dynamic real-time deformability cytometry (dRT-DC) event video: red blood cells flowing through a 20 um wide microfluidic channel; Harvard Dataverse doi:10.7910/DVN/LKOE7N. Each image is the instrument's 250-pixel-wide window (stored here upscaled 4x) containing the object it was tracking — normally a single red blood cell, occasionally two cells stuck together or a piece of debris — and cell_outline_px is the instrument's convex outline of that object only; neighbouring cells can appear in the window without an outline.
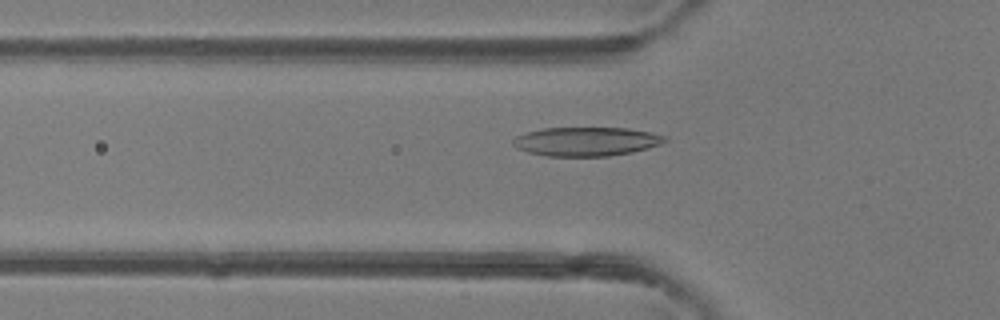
{"species": "common noctule bat (a hibernating species)", "species_latin": "Nyctalus noctula", "temperature_condition": "room temperature", "stored_images_in_passage": 37, "camera_frame_rate_fps": 3000, "um_per_image_px": 0.085, "animal": {"sex": "female"}, "frame": {"image": 1, "passage_image": 6, "time_ms": 1.667, "image_size_px": [1000, 320], "cell_outline_px": [[668, 140], [660, 144], [648, 148], [632, 152], [608, 156], [548, 156], [528, 152], [516, 148], [512, 144], [512, 140], [516, 136], [528, 132], [544, 128], [628, 128], [652, 132], [668, 136]], "centroid_in_image_um": [49.86, 12.02], "position_along_channel_um": 75.9, "area_um2": 25.66}}
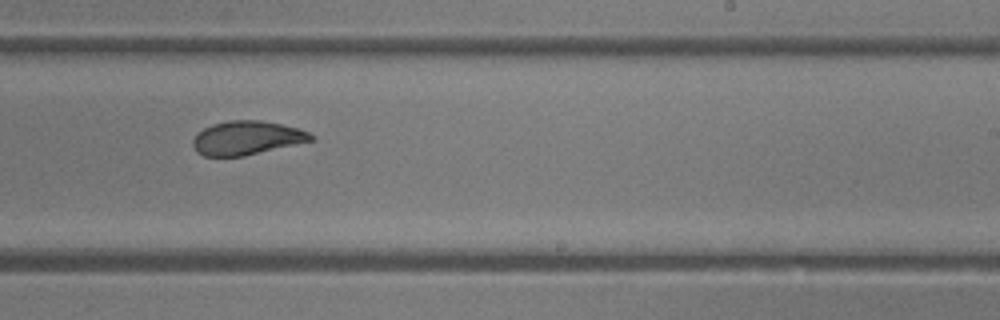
{"frame": {"image": 2, "passage_image": 19, "time_ms": 6.0, "image_size_px": [1000, 320], "cell_outline_px": [[316, 140], [244, 156], [204, 156], [196, 152], [192, 144], [192, 140], [196, 132], [212, 124], [228, 120], [260, 120], [300, 128], [316, 136]], "centroid_in_image_um": [20.98, 11.72], "position_along_channel_um": 268.0, "area_um2": 23.58}}
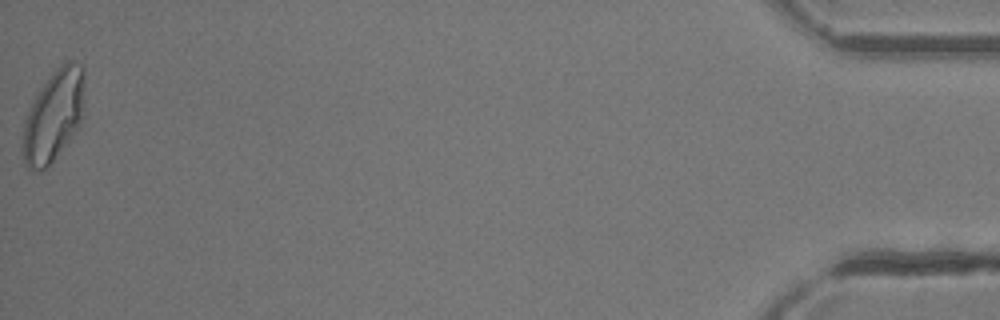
{"frame": {"image": 3, "passage_image": 37, "time_ms": 12.0, "image_size_px": [1000, 320], "cell_outline_px": [[84, 116], [80, 124], [52, 164], [40, 172], [32, 172], [24, 164], [20, 148], [24, 124], [28, 112], [36, 96], [52, 72], [60, 64], [68, 60], [72, 60], [84, 64]], "centroid_in_image_um": [4.57, 9.88], "position_along_channel_um": 430.6, "area_um2": 33.64}, "authors_computed_cell_mechanics": {"area_um2": 24.565, "velocity_mm_per_s": 4.4102, "shape_relaxation_time_tau1_ms": 5.67, "shape_relaxation_time_tau2_ms": 1.5093, "deformation_change_tau1": 0.2016, "deformation_change_tau2": 0.0628}}